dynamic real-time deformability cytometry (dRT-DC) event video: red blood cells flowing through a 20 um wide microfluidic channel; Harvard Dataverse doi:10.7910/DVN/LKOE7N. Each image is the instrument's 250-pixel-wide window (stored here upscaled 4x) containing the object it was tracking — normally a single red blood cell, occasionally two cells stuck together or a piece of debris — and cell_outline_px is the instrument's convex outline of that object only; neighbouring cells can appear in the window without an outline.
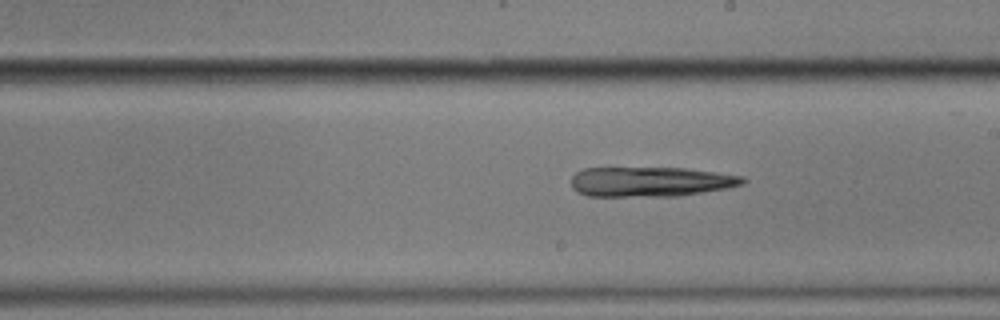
{"species": "common noctule bat (a hibernating species)", "species_latin": "Nyctalus noctula", "temperature_condition": "cold", "stored_images_in_passage": 10, "segment_of_instrument_passage": [2, 2], "camera_frame_rate_fps": 3000, "um_per_image_px": 0.085, "animal": {"sex": "male", "body_mass_g": 17.9}, "frame": {"image": 1, "passage_image": 10, "time_ms": 11.667, "image_size_px": [1000, 320], "cell_outline_px": [[748, 180], [744, 184], [728, 188], [676, 196], [588, 196], [576, 192], [572, 188], [572, 176], [576, 172], [584, 168], [684, 168], [744, 176]], "centroid_in_image_um": [55.3, 15.45], "position_along_channel_um": 233.7, "area_um2": 29.88}}